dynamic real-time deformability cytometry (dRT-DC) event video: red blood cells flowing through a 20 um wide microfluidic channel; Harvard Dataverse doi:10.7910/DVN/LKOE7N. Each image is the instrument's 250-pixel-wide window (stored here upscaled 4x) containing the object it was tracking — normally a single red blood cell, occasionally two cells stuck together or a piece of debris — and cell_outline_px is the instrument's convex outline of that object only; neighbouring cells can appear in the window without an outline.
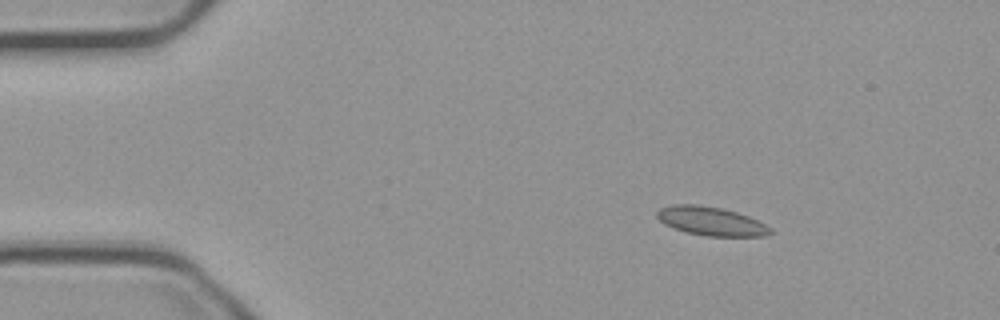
{"species": "common noctule bat (a hibernating species)", "species_latin": "Nyctalus noctula", "temperature_condition": "cold", "stored_images_in_passage": 48, "camera_frame_rate_fps": 3000, "um_per_image_px": 0.085, "animal": {"sex": "male", "body_mass_g": 23.1, "forearm_length_mm": 52.7}, "frame": {"image": 1, "passage_image": 1, "time_ms": 0.0, "image_size_px": [1000, 320], "cell_outline_px": [[772, 232], [764, 236], [704, 236], [672, 228], [664, 224], [656, 216], [656, 212], [660, 208], [672, 204], [696, 204], [720, 208], [736, 212], [748, 216], [772, 228]], "centroid_in_image_um": [60.4, 18.8], "position_along_channel_um": 24.6, "area_um2": 18.9}}
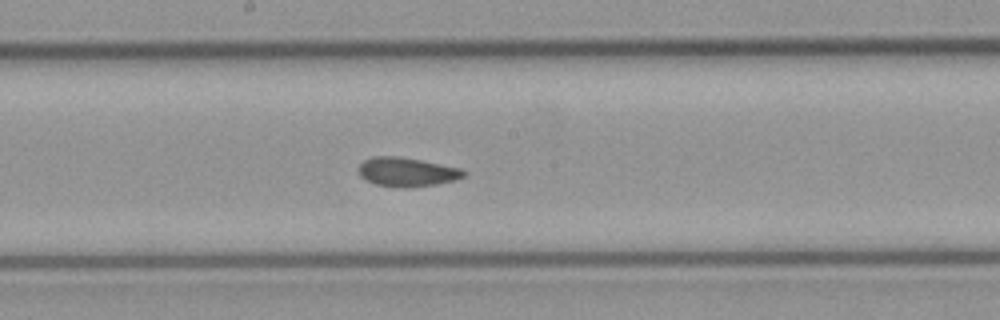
{"frame": {"image": 2, "passage_image": 22, "time_ms": 7.0, "image_size_px": [1000, 320], "cell_outline_px": [[468, 172], [464, 176], [456, 180], [436, 184], [412, 188], [400, 188], [376, 184], [360, 176], [356, 168], [364, 160], [372, 156], [400, 156], [460, 168]], "centroid_in_image_um": [34.57, 14.62], "position_along_channel_um": 213.6, "area_um2": 17.98}}
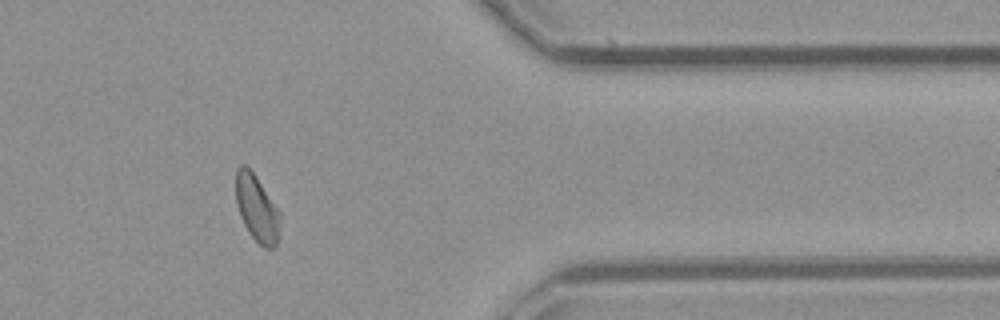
{"frame": {"image": 3, "passage_image": 38, "time_ms": 12.333, "image_size_px": [1000, 320], "cell_outline_px": [[280, 236], [276, 244], [272, 248], [264, 248], [248, 232], [240, 216], [236, 204], [236, 168], [240, 164], [244, 164], [256, 176], [280, 212]], "centroid_in_image_um": [21.83, 17.72], "position_along_channel_um": 389.6, "area_um2": 17.22}, "authors_computed_cell_mechanics": {"area_um2": 17.918, "velocity_mm_per_s": 3.7172, "shape_relaxation_time_tau1_ms": 5.3045, "shape_relaxation_time_tau2_ms": 2.0383, "deformation_change_tau1": 0.1103, "deformation_change_tau2": 0.0682}}